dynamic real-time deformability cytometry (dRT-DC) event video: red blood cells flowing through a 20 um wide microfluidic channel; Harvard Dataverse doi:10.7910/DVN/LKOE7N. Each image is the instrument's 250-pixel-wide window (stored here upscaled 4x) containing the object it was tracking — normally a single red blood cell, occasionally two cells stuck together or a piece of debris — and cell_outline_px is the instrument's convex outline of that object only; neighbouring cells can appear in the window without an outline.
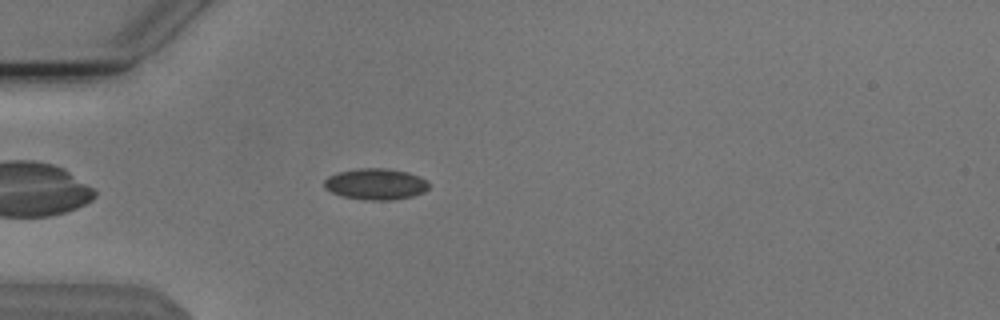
{"species": "Egyptian fruit bat (a non-hibernating species)", "species_latin": "Rousettus aegyptiacus", "temperature_condition": "cold", "stored_images_in_passage": 45, "camera_frame_rate_fps": 3000, "um_per_image_px": 0.085, "animal": {"sex": "male"}, "frame": {"image": 1, "passage_image": 7, "time_ms": 2.0, "image_size_px": [1000, 320], "cell_outline_px": [[428, 188], [424, 192], [412, 196], [392, 200], [364, 200], [344, 196], [332, 192], [324, 188], [324, 180], [328, 176], [336, 172], [360, 168], [388, 168], [408, 172], [420, 176], [428, 184]], "centroid_in_image_um": [31.92, 15.64], "position_along_channel_um": 53.1, "area_um2": 19.07}}
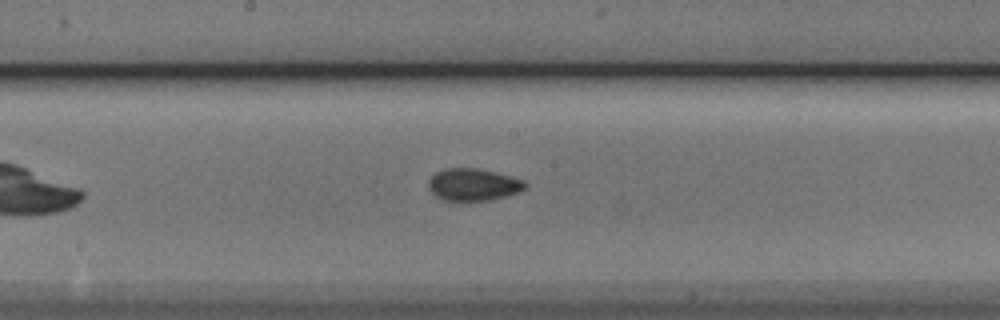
{"frame": {"image": 2, "passage_image": 20, "time_ms": 6.333, "image_size_px": [1000, 320], "cell_outline_px": [[528, 184], [520, 192], [488, 200], [460, 204], [444, 200], [436, 196], [428, 188], [428, 180], [436, 172], [444, 168], [476, 168], [496, 172], [524, 180]], "centroid_in_image_um": [40.19, 15.72], "position_along_channel_um": 208.0, "area_um2": 18.67}}
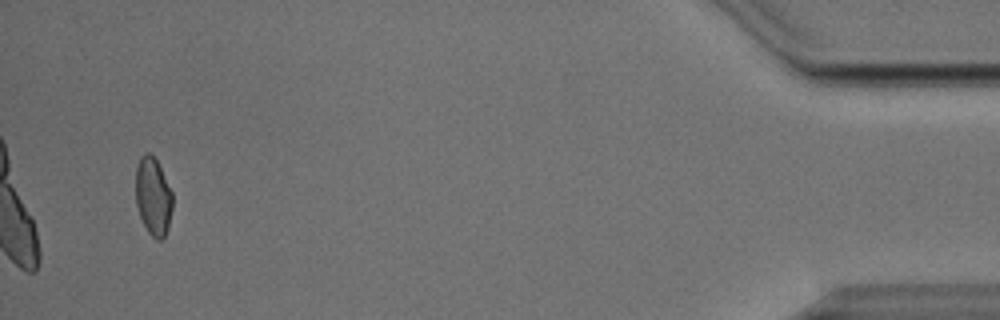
{"frame": {"image": 3, "passage_image": 43, "time_ms": 14.0, "image_size_px": [1000, 320], "cell_outline_px": [[172, 208], [168, 228], [164, 236], [160, 240], [156, 240], [148, 232], [140, 216], [136, 204], [136, 168], [140, 156], [144, 152], [148, 152], [156, 160], [172, 192]], "centroid_in_image_um": [13.01, 16.7], "position_along_channel_um": 422.2, "area_um2": 16.59}, "authors_computed_cell_mechanics": {"area_um2": 17.6868, "velocity_mm_per_s": 3.8153, "shape_relaxation_time_tau1_ms": 4.6713, "shape_relaxation_time_tau2_ms": 0.993, "deformation_change_tau1": 0.0972, "deformation_change_tau2": 0.0404}}